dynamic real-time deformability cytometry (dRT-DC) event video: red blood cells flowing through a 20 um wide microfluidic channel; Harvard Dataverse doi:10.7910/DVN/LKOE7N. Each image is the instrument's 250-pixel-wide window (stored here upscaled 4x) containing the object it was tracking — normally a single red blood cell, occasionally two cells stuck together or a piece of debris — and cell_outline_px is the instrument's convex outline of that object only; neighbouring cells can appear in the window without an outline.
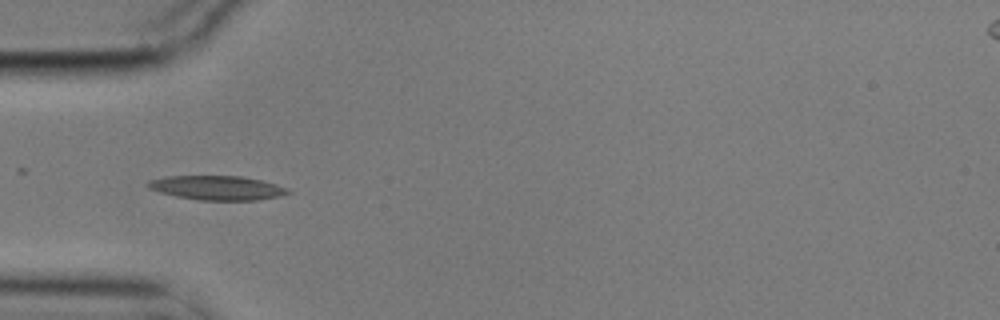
{"species": "common noctule bat (a hibernating species)", "species_latin": "Nyctalus noctula", "temperature_condition": "cold", "stored_images_in_passage": 4, "camera_frame_rate_fps": 3000, "um_per_image_px": 0.085, "animal": {"sex": "male", "body_mass_g": 17.9}, "frame": {"image": 1, "passage_image": 3, "time_ms": 0.667, "image_size_px": [1000, 320], "cell_outline_px": [[292, 192], [280, 196], [260, 200], [200, 200], [176, 196], [160, 192], [148, 188], [148, 180], [168, 176], [240, 176], [260, 180], [276, 184], [288, 188]], "centroid_in_image_um": [18.48, 15.97], "position_along_channel_um": 66.5, "area_um2": 19.71}}
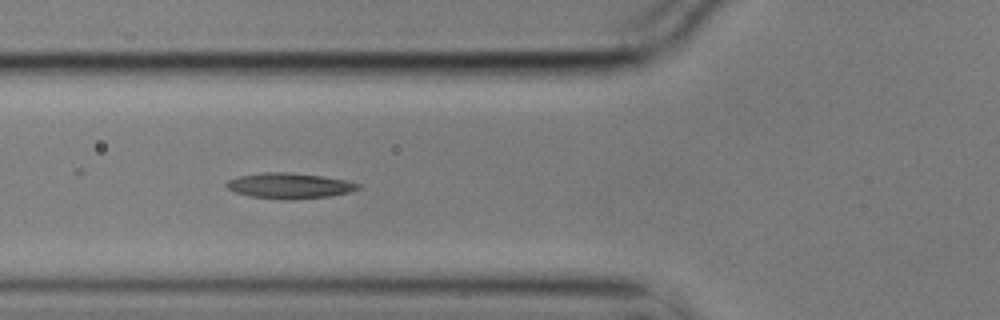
{"frame": {"image": 2, "passage_image": 4, "time_ms": 1.0, "image_size_px": [1000, 320], "cell_outline_px": [[360, 188], [348, 192], [328, 196], [292, 200], [280, 200], [252, 196], [236, 192], [228, 188], [224, 184], [228, 180], [240, 176], [260, 172], [288, 172], [320, 176], [344, 180], [360, 184]], "centroid_in_image_um": [24.57, 15.79], "position_along_channel_um": 101.2, "area_um2": 19.42}}